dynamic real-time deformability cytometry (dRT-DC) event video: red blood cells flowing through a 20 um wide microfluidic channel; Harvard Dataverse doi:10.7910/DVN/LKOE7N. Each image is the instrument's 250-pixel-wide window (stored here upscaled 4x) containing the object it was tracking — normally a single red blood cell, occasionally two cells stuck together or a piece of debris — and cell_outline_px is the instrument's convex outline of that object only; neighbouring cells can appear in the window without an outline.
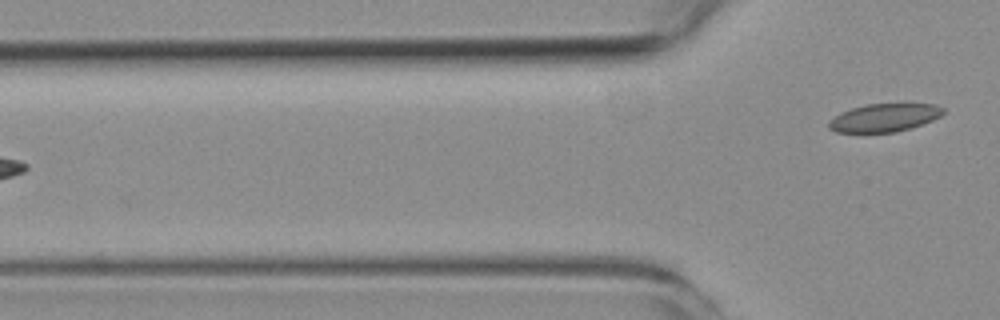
{"species": "common noctule bat (a hibernating species)", "species_latin": "Nyctalus noctula", "temperature_condition": "room temperature", "stored_images_in_passage": 6, "camera_frame_rate_fps": 3000, "um_per_image_px": 0.085, "animal": {"sex": "female", "body_mass_g": 19.3, "forearm_length_mm": 54.1}, "frame": {"image": 1, "passage_image": 6, "time_ms": 7.0, "image_size_px": [1000, 320], "cell_outline_px": [[944, 112], [940, 116], [932, 120], [908, 128], [892, 132], [836, 132], [828, 128], [828, 120], [852, 108], [868, 104], [936, 104], [944, 108]], "centroid_in_image_um": [75.16, 10.0], "position_along_channel_um": 50.6, "area_um2": 18.32}}